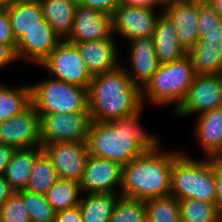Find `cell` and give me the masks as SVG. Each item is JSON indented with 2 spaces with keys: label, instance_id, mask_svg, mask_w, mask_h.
Listing matches in <instances>:
<instances>
[{
  "label": "cell",
  "instance_id": "1",
  "mask_svg": "<svg viewBox=\"0 0 222 222\" xmlns=\"http://www.w3.org/2000/svg\"><path fill=\"white\" fill-rule=\"evenodd\" d=\"M143 109L109 122L92 121L87 140L89 155L124 166L145 151L152 150L159 143V137L142 129L140 117Z\"/></svg>",
  "mask_w": 222,
  "mask_h": 222
},
{
  "label": "cell",
  "instance_id": "2",
  "mask_svg": "<svg viewBox=\"0 0 222 222\" xmlns=\"http://www.w3.org/2000/svg\"><path fill=\"white\" fill-rule=\"evenodd\" d=\"M142 108L141 90L132 83L122 65L93 76L88 87V109L92 121L109 122L129 117Z\"/></svg>",
  "mask_w": 222,
  "mask_h": 222
},
{
  "label": "cell",
  "instance_id": "3",
  "mask_svg": "<svg viewBox=\"0 0 222 222\" xmlns=\"http://www.w3.org/2000/svg\"><path fill=\"white\" fill-rule=\"evenodd\" d=\"M160 142L150 151L122 166L120 195L147 200L170 194L171 170L179 151H168Z\"/></svg>",
  "mask_w": 222,
  "mask_h": 222
},
{
  "label": "cell",
  "instance_id": "4",
  "mask_svg": "<svg viewBox=\"0 0 222 222\" xmlns=\"http://www.w3.org/2000/svg\"><path fill=\"white\" fill-rule=\"evenodd\" d=\"M195 73L188 54L172 62L162 63L151 80L141 90L143 107L150 102L156 106L174 103V111L184 100Z\"/></svg>",
  "mask_w": 222,
  "mask_h": 222
},
{
  "label": "cell",
  "instance_id": "5",
  "mask_svg": "<svg viewBox=\"0 0 222 222\" xmlns=\"http://www.w3.org/2000/svg\"><path fill=\"white\" fill-rule=\"evenodd\" d=\"M170 194L180 199L215 202V175L211 158H192L181 152L174 158Z\"/></svg>",
  "mask_w": 222,
  "mask_h": 222
},
{
  "label": "cell",
  "instance_id": "6",
  "mask_svg": "<svg viewBox=\"0 0 222 222\" xmlns=\"http://www.w3.org/2000/svg\"><path fill=\"white\" fill-rule=\"evenodd\" d=\"M31 104L41 114H71L88 110V89L51 77L30 84Z\"/></svg>",
  "mask_w": 222,
  "mask_h": 222
},
{
  "label": "cell",
  "instance_id": "7",
  "mask_svg": "<svg viewBox=\"0 0 222 222\" xmlns=\"http://www.w3.org/2000/svg\"><path fill=\"white\" fill-rule=\"evenodd\" d=\"M39 66L52 74L49 77L53 79L87 89L93 78L76 44L67 40H62Z\"/></svg>",
  "mask_w": 222,
  "mask_h": 222
},
{
  "label": "cell",
  "instance_id": "8",
  "mask_svg": "<svg viewBox=\"0 0 222 222\" xmlns=\"http://www.w3.org/2000/svg\"><path fill=\"white\" fill-rule=\"evenodd\" d=\"M92 122L89 109L71 114L39 115L41 144L54 142H87Z\"/></svg>",
  "mask_w": 222,
  "mask_h": 222
},
{
  "label": "cell",
  "instance_id": "9",
  "mask_svg": "<svg viewBox=\"0 0 222 222\" xmlns=\"http://www.w3.org/2000/svg\"><path fill=\"white\" fill-rule=\"evenodd\" d=\"M221 106L222 74L195 75L184 100L173 113L177 118H184Z\"/></svg>",
  "mask_w": 222,
  "mask_h": 222
},
{
  "label": "cell",
  "instance_id": "10",
  "mask_svg": "<svg viewBox=\"0 0 222 222\" xmlns=\"http://www.w3.org/2000/svg\"><path fill=\"white\" fill-rule=\"evenodd\" d=\"M157 7L119 5L113 13V34L128 42L152 37L158 18Z\"/></svg>",
  "mask_w": 222,
  "mask_h": 222
},
{
  "label": "cell",
  "instance_id": "11",
  "mask_svg": "<svg viewBox=\"0 0 222 222\" xmlns=\"http://www.w3.org/2000/svg\"><path fill=\"white\" fill-rule=\"evenodd\" d=\"M59 179L80 182L89 156L87 142H54L42 145Z\"/></svg>",
  "mask_w": 222,
  "mask_h": 222
},
{
  "label": "cell",
  "instance_id": "12",
  "mask_svg": "<svg viewBox=\"0 0 222 222\" xmlns=\"http://www.w3.org/2000/svg\"><path fill=\"white\" fill-rule=\"evenodd\" d=\"M0 142L16 149L42 147L39 114L32 104L20 114L0 122Z\"/></svg>",
  "mask_w": 222,
  "mask_h": 222
},
{
  "label": "cell",
  "instance_id": "13",
  "mask_svg": "<svg viewBox=\"0 0 222 222\" xmlns=\"http://www.w3.org/2000/svg\"><path fill=\"white\" fill-rule=\"evenodd\" d=\"M122 166L105 158L89 155L79 184L84 193L120 194ZM119 192V193H117Z\"/></svg>",
  "mask_w": 222,
  "mask_h": 222
},
{
  "label": "cell",
  "instance_id": "14",
  "mask_svg": "<svg viewBox=\"0 0 222 222\" xmlns=\"http://www.w3.org/2000/svg\"><path fill=\"white\" fill-rule=\"evenodd\" d=\"M62 40L43 18L39 25L29 29L16 43L18 61H27L38 66L55 50Z\"/></svg>",
  "mask_w": 222,
  "mask_h": 222
},
{
  "label": "cell",
  "instance_id": "15",
  "mask_svg": "<svg viewBox=\"0 0 222 222\" xmlns=\"http://www.w3.org/2000/svg\"><path fill=\"white\" fill-rule=\"evenodd\" d=\"M110 37H114L113 15L78 4L67 41L75 44Z\"/></svg>",
  "mask_w": 222,
  "mask_h": 222
},
{
  "label": "cell",
  "instance_id": "16",
  "mask_svg": "<svg viewBox=\"0 0 222 222\" xmlns=\"http://www.w3.org/2000/svg\"><path fill=\"white\" fill-rule=\"evenodd\" d=\"M162 10L175 26L180 44L188 51L199 40V3L193 0H171L162 5Z\"/></svg>",
  "mask_w": 222,
  "mask_h": 222
},
{
  "label": "cell",
  "instance_id": "17",
  "mask_svg": "<svg viewBox=\"0 0 222 222\" xmlns=\"http://www.w3.org/2000/svg\"><path fill=\"white\" fill-rule=\"evenodd\" d=\"M128 43H130V51L127 54L129 55L130 71L123 63L121 65L125 68L132 83L142 90L160 65L156 56L153 38H139Z\"/></svg>",
  "mask_w": 222,
  "mask_h": 222
},
{
  "label": "cell",
  "instance_id": "18",
  "mask_svg": "<svg viewBox=\"0 0 222 222\" xmlns=\"http://www.w3.org/2000/svg\"><path fill=\"white\" fill-rule=\"evenodd\" d=\"M114 38L75 43L92 77L114 70L121 65L118 44Z\"/></svg>",
  "mask_w": 222,
  "mask_h": 222
},
{
  "label": "cell",
  "instance_id": "19",
  "mask_svg": "<svg viewBox=\"0 0 222 222\" xmlns=\"http://www.w3.org/2000/svg\"><path fill=\"white\" fill-rule=\"evenodd\" d=\"M195 137L204 157H222V106L197 115Z\"/></svg>",
  "mask_w": 222,
  "mask_h": 222
},
{
  "label": "cell",
  "instance_id": "20",
  "mask_svg": "<svg viewBox=\"0 0 222 222\" xmlns=\"http://www.w3.org/2000/svg\"><path fill=\"white\" fill-rule=\"evenodd\" d=\"M187 54L195 75L222 74V38H200Z\"/></svg>",
  "mask_w": 222,
  "mask_h": 222
},
{
  "label": "cell",
  "instance_id": "21",
  "mask_svg": "<svg viewBox=\"0 0 222 222\" xmlns=\"http://www.w3.org/2000/svg\"><path fill=\"white\" fill-rule=\"evenodd\" d=\"M152 38L160 64L175 61L187 54L178 40L175 26L164 13L157 20Z\"/></svg>",
  "mask_w": 222,
  "mask_h": 222
},
{
  "label": "cell",
  "instance_id": "22",
  "mask_svg": "<svg viewBox=\"0 0 222 222\" xmlns=\"http://www.w3.org/2000/svg\"><path fill=\"white\" fill-rule=\"evenodd\" d=\"M43 18L61 40H67L73 28L78 0H39Z\"/></svg>",
  "mask_w": 222,
  "mask_h": 222
},
{
  "label": "cell",
  "instance_id": "23",
  "mask_svg": "<svg viewBox=\"0 0 222 222\" xmlns=\"http://www.w3.org/2000/svg\"><path fill=\"white\" fill-rule=\"evenodd\" d=\"M7 12L16 41L43 19L39 0H16L7 8Z\"/></svg>",
  "mask_w": 222,
  "mask_h": 222
},
{
  "label": "cell",
  "instance_id": "24",
  "mask_svg": "<svg viewBox=\"0 0 222 222\" xmlns=\"http://www.w3.org/2000/svg\"><path fill=\"white\" fill-rule=\"evenodd\" d=\"M42 147L16 149L3 176L14 191L25 190L31 169Z\"/></svg>",
  "mask_w": 222,
  "mask_h": 222
},
{
  "label": "cell",
  "instance_id": "25",
  "mask_svg": "<svg viewBox=\"0 0 222 222\" xmlns=\"http://www.w3.org/2000/svg\"><path fill=\"white\" fill-rule=\"evenodd\" d=\"M119 196L120 194L85 193L79 202L83 222H110Z\"/></svg>",
  "mask_w": 222,
  "mask_h": 222
},
{
  "label": "cell",
  "instance_id": "26",
  "mask_svg": "<svg viewBox=\"0 0 222 222\" xmlns=\"http://www.w3.org/2000/svg\"><path fill=\"white\" fill-rule=\"evenodd\" d=\"M31 104L30 85L10 87L0 83V122L20 114Z\"/></svg>",
  "mask_w": 222,
  "mask_h": 222
},
{
  "label": "cell",
  "instance_id": "27",
  "mask_svg": "<svg viewBox=\"0 0 222 222\" xmlns=\"http://www.w3.org/2000/svg\"><path fill=\"white\" fill-rule=\"evenodd\" d=\"M58 179L53 163L46 153L42 151L35 159L25 190L45 195Z\"/></svg>",
  "mask_w": 222,
  "mask_h": 222
},
{
  "label": "cell",
  "instance_id": "28",
  "mask_svg": "<svg viewBox=\"0 0 222 222\" xmlns=\"http://www.w3.org/2000/svg\"><path fill=\"white\" fill-rule=\"evenodd\" d=\"M46 199L56 212L79 205L82 191L79 182L68 179H58L46 192Z\"/></svg>",
  "mask_w": 222,
  "mask_h": 222
},
{
  "label": "cell",
  "instance_id": "29",
  "mask_svg": "<svg viewBox=\"0 0 222 222\" xmlns=\"http://www.w3.org/2000/svg\"><path fill=\"white\" fill-rule=\"evenodd\" d=\"M146 222H181L178 199L169 194L145 200Z\"/></svg>",
  "mask_w": 222,
  "mask_h": 222
},
{
  "label": "cell",
  "instance_id": "30",
  "mask_svg": "<svg viewBox=\"0 0 222 222\" xmlns=\"http://www.w3.org/2000/svg\"><path fill=\"white\" fill-rule=\"evenodd\" d=\"M181 222H217L220 214L215 202L198 199H180Z\"/></svg>",
  "mask_w": 222,
  "mask_h": 222
},
{
  "label": "cell",
  "instance_id": "31",
  "mask_svg": "<svg viewBox=\"0 0 222 222\" xmlns=\"http://www.w3.org/2000/svg\"><path fill=\"white\" fill-rule=\"evenodd\" d=\"M145 200L119 196L110 222H146Z\"/></svg>",
  "mask_w": 222,
  "mask_h": 222
},
{
  "label": "cell",
  "instance_id": "32",
  "mask_svg": "<svg viewBox=\"0 0 222 222\" xmlns=\"http://www.w3.org/2000/svg\"><path fill=\"white\" fill-rule=\"evenodd\" d=\"M24 200L31 222H55L56 211L45 195L32 193L27 190L18 191Z\"/></svg>",
  "mask_w": 222,
  "mask_h": 222
},
{
  "label": "cell",
  "instance_id": "33",
  "mask_svg": "<svg viewBox=\"0 0 222 222\" xmlns=\"http://www.w3.org/2000/svg\"><path fill=\"white\" fill-rule=\"evenodd\" d=\"M198 30L200 38H222V19L209 4H199Z\"/></svg>",
  "mask_w": 222,
  "mask_h": 222
},
{
  "label": "cell",
  "instance_id": "34",
  "mask_svg": "<svg viewBox=\"0 0 222 222\" xmlns=\"http://www.w3.org/2000/svg\"><path fill=\"white\" fill-rule=\"evenodd\" d=\"M0 222H31L23 197L18 191L0 207Z\"/></svg>",
  "mask_w": 222,
  "mask_h": 222
},
{
  "label": "cell",
  "instance_id": "35",
  "mask_svg": "<svg viewBox=\"0 0 222 222\" xmlns=\"http://www.w3.org/2000/svg\"><path fill=\"white\" fill-rule=\"evenodd\" d=\"M0 43L8 44L14 50L16 49L17 41L12 32L7 8H0Z\"/></svg>",
  "mask_w": 222,
  "mask_h": 222
},
{
  "label": "cell",
  "instance_id": "36",
  "mask_svg": "<svg viewBox=\"0 0 222 222\" xmlns=\"http://www.w3.org/2000/svg\"><path fill=\"white\" fill-rule=\"evenodd\" d=\"M212 166L215 175V203L218 213L222 216V157H212Z\"/></svg>",
  "mask_w": 222,
  "mask_h": 222
},
{
  "label": "cell",
  "instance_id": "37",
  "mask_svg": "<svg viewBox=\"0 0 222 222\" xmlns=\"http://www.w3.org/2000/svg\"><path fill=\"white\" fill-rule=\"evenodd\" d=\"M78 4L113 15L120 5V0H78Z\"/></svg>",
  "mask_w": 222,
  "mask_h": 222
},
{
  "label": "cell",
  "instance_id": "38",
  "mask_svg": "<svg viewBox=\"0 0 222 222\" xmlns=\"http://www.w3.org/2000/svg\"><path fill=\"white\" fill-rule=\"evenodd\" d=\"M55 222H83L79 205L56 212Z\"/></svg>",
  "mask_w": 222,
  "mask_h": 222
},
{
  "label": "cell",
  "instance_id": "39",
  "mask_svg": "<svg viewBox=\"0 0 222 222\" xmlns=\"http://www.w3.org/2000/svg\"><path fill=\"white\" fill-rule=\"evenodd\" d=\"M18 61L16 51L8 44L0 43V69Z\"/></svg>",
  "mask_w": 222,
  "mask_h": 222
},
{
  "label": "cell",
  "instance_id": "40",
  "mask_svg": "<svg viewBox=\"0 0 222 222\" xmlns=\"http://www.w3.org/2000/svg\"><path fill=\"white\" fill-rule=\"evenodd\" d=\"M15 150L16 148L0 142V175L4 174L5 169L10 163Z\"/></svg>",
  "mask_w": 222,
  "mask_h": 222
},
{
  "label": "cell",
  "instance_id": "41",
  "mask_svg": "<svg viewBox=\"0 0 222 222\" xmlns=\"http://www.w3.org/2000/svg\"><path fill=\"white\" fill-rule=\"evenodd\" d=\"M171 0H120V5L137 7H161Z\"/></svg>",
  "mask_w": 222,
  "mask_h": 222
},
{
  "label": "cell",
  "instance_id": "42",
  "mask_svg": "<svg viewBox=\"0 0 222 222\" xmlns=\"http://www.w3.org/2000/svg\"><path fill=\"white\" fill-rule=\"evenodd\" d=\"M14 192L5 177L0 175V207Z\"/></svg>",
  "mask_w": 222,
  "mask_h": 222
},
{
  "label": "cell",
  "instance_id": "43",
  "mask_svg": "<svg viewBox=\"0 0 222 222\" xmlns=\"http://www.w3.org/2000/svg\"><path fill=\"white\" fill-rule=\"evenodd\" d=\"M209 4L222 19V0H212Z\"/></svg>",
  "mask_w": 222,
  "mask_h": 222
},
{
  "label": "cell",
  "instance_id": "44",
  "mask_svg": "<svg viewBox=\"0 0 222 222\" xmlns=\"http://www.w3.org/2000/svg\"><path fill=\"white\" fill-rule=\"evenodd\" d=\"M16 0H0V8H8Z\"/></svg>",
  "mask_w": 222,
  "mask_h": 222
},
{
  "label": "cell",
  "instance_id": "45",
  "mask_svg": "<svg viewBox=\"0 0 222 222\" xmlns=\"http://www.w3.org/2000/svg\"><path fill=\"white\" fill-rule=\"evenodd\" d=\"M199 4H206V3H210L212 0H193Z\"/></svg>",
  "mask_w": 222,
  "mask_h": 222
},
{
  "label": "cell",
  "instance_id": "46",
  "mask_svg": "<svg viewBox=\"0 0 222 222\" xmlns=\"http://www.w3.org/2000/svg\"><path fill=\"white\" fill-rule=\"evenodd\" d=\"M217 222H222V216L218 218Z\"/></svg>",
  "mask_w": 222,
  "mask_h": 222
}]
</instances>
